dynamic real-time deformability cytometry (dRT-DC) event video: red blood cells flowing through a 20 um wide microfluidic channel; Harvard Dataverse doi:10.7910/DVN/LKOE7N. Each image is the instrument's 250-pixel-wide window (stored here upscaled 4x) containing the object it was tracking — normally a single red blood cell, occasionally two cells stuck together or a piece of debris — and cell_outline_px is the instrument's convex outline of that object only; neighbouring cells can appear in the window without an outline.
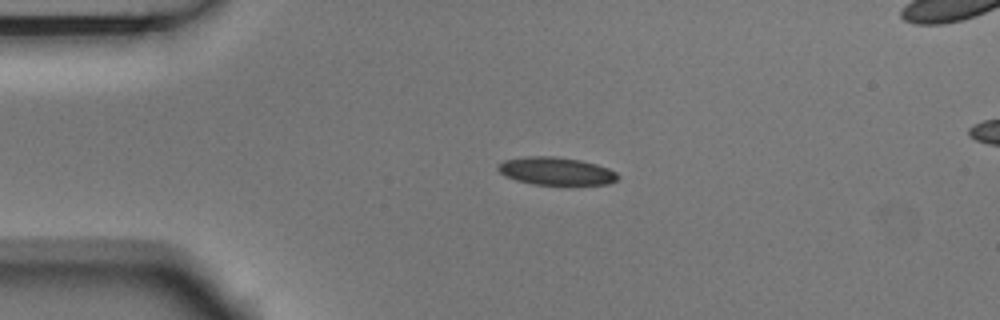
{"species": "Egyptian fruit bat (a non-hibernating species)", "species_latin": "Rousettus aegyptiacus", "temperature_condition": "room temperature", "stored_images_in_passage": 44, "segment_of_instrument_passage": [1, 2], "camera_frame_rate_fps": 3000, "um_per_image_px": 0.085, "animal": {"sex": "male"}, "frame": {"image": 1, "passage_image": 1, "time_ms": 0.0, "image_size_px": [1000, 320], "cell_outline_px": [[620, 176], [616, 180], [608, 184], [532, 184], [516, 180], [504, 176], [496, 168], [496, 164], [504, 160], [528, 156], [552, 156], [580, 160], [596, 164], [608, 168], [616, 172]], "centroid_in_image_um": [47.23, 14.54], "position_along_channel_um": 37.8, "area_um2": 19.36}}
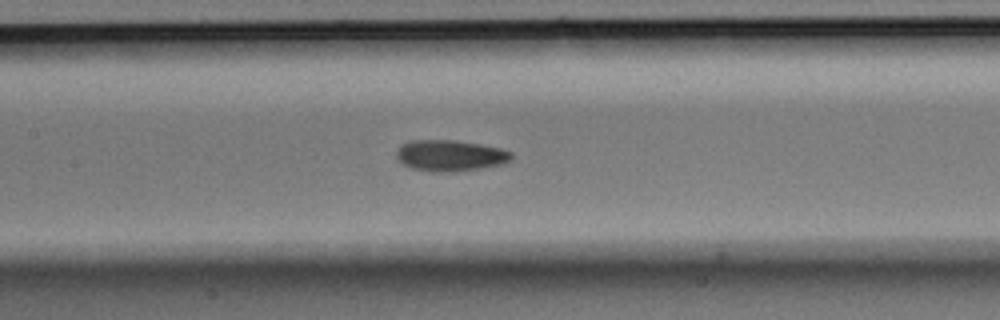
{"frame": {"image": 2, "passage_image": 14, "time_ms": 4.333, "image_size_px": [1000, 320], "cell_outline_px": [[512, 160], [500, 164], [480, 168], [452, 172], [432, 172], [412, 168], [396, 160], [396, 152], [404, 144], [412, 140], [452, 140], [480, 144], [500, 148], [512, 152]], "centroid_in_image_um": [38.26, 13.23], "position_along_channel_um": 169.1, "area_um2": 20.75}}
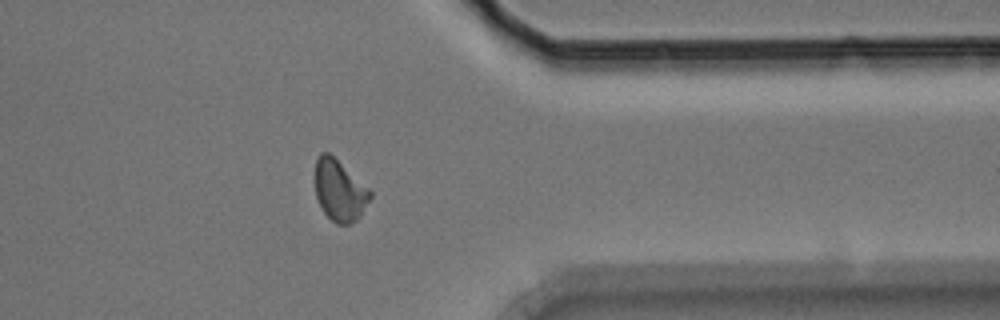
{"frame": {"image": 3, "passage_image": 32, "time_ms": 10.333, "image_size_px": [1000, 320], "cell_outline_px": [[372, 196], [360, 216], [356, 220], [348, 224], [336, 224], [324, 212], [316, 196], [316, 160], [320, 152], [328, 152], [368, 188], [372, 192]], "centroid_in_image_um": [28.87, 16.21], "position_along_channel_um": 382.5, "area_um2": 19.19}}